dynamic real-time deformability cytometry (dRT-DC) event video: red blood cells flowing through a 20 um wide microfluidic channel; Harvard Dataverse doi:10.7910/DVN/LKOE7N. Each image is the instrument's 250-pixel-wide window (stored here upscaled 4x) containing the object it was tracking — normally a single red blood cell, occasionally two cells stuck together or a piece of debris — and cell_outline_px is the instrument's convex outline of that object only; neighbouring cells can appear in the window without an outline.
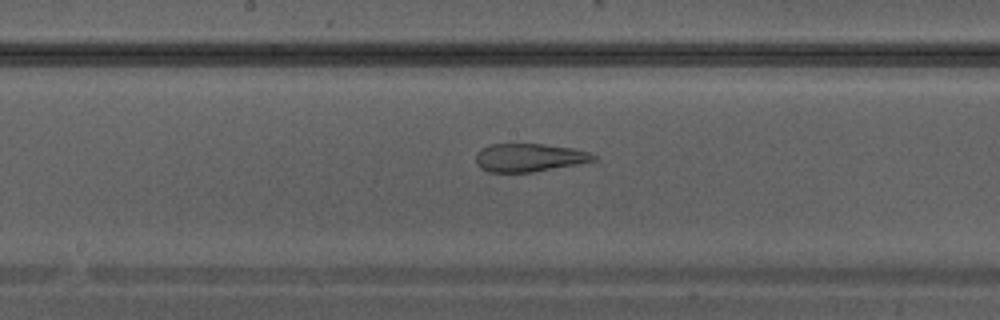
{"species": "Egyptian fruit bat (a non-hibernating species)", "species_latin": "Rousettus aegyptiacus", "temperature_condition": "warm", "stored_images_in_passage": 17, "camera_frame_rate_fps": 3000, "um_per_image_px": 0.085, "animal": {"sex": "male"}, "frame": {"image": 1, "passage_image": 15, "time_ms": 4.667, "image_size_px": [1000, 320], "cell_outline_px": [[596, 160], [576, 164], [532, 172], [488, 172], [480, 168], [476, 160], [476, 152], [480, 148], [492, 144], [544, 144], [572, 148], [588, 152], [596, 156]], "centroid_in_image_um": [44.93, 13.39], "position_along_channel_um": 203.3, "area_um2": 19.19}}